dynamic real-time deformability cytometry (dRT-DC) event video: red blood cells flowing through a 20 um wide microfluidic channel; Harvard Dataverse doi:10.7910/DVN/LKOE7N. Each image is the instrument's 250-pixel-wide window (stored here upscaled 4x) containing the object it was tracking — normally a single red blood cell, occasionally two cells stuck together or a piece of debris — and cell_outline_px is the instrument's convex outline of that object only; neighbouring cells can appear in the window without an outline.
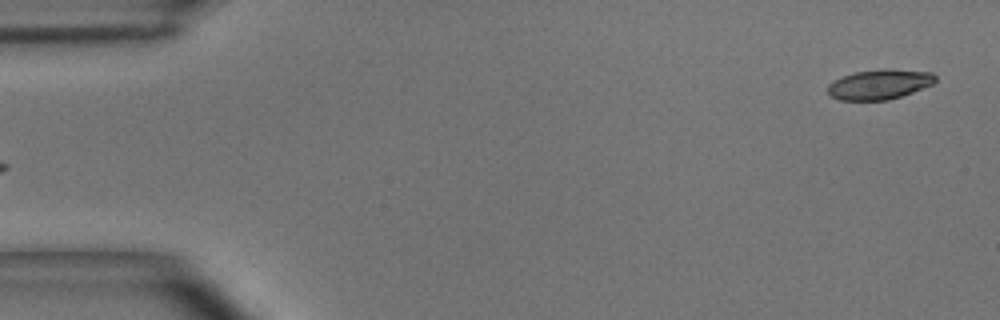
{"species": "common noctule bat (a hibernating species)", "species_latin": "Nyctalus noctula", "temperature_condition": "room temperature", "stored_images_in_passage": 5, "segment_of_instrument_passage": [2, 2], "camera_frame_rate_fps": 3000, "um_per_image_px": 0.085, "animal": {"sex": "male", "body_mass_g": 15.6}, "frame": {"image": 1, "passage_image": 5, "time_ms": 1.333, "image_size_px": [1000, 320], "cell_outline_px": [[936, 80], [932, 84], [912, 92], [888, 100], [840, 100], [832, 96], [828, 92], [828, 84], [832, 80], [856, 72], [884, 68], [888, 68], [932, 72], [936, 76]], "centroid_in_image_um": [74.76, 7.16], "position_along_channel_um": 10.2, "area_um2": 18.73}}